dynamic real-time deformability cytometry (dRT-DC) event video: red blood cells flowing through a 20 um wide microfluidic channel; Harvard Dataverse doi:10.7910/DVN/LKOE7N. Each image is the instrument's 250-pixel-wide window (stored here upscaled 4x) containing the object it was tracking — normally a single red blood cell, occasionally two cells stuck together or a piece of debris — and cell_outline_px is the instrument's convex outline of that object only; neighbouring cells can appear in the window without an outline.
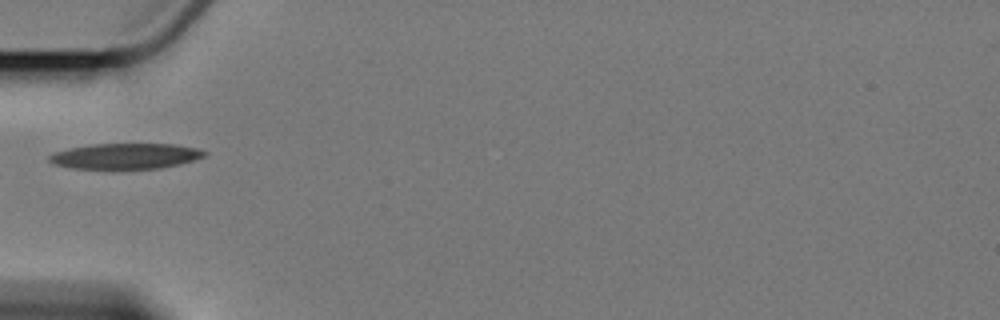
{"species": "Egyptian fruit bat (a non-hibernating species)", "species_latin": "Rousettus aegyptiacus", "temperature_condition": "cold", "stored_images_in_passage": 4, "camera_frame_rate_fps": 3000, "um_per_image_px": 0.085, "animal": {"sex": "female"}, "frame": {"image": 1, "passage_image": 4, "time_ms": 5.667, "image_size_px": [1000, 320], "cell_outline_px": [[208, 152], [204, 156], [180, 164], [160, 168], [116, 172], [112, 172], [68, 168], [52, 164], [48, 160], [48, 156], [56, 152], [68, 148], [92, 144], [176, 144], [200, 148]], "centroid_in_image_um": [10.61, 13.32], "position_along_channel_um": 74.4, "area_um2": 24.51}}